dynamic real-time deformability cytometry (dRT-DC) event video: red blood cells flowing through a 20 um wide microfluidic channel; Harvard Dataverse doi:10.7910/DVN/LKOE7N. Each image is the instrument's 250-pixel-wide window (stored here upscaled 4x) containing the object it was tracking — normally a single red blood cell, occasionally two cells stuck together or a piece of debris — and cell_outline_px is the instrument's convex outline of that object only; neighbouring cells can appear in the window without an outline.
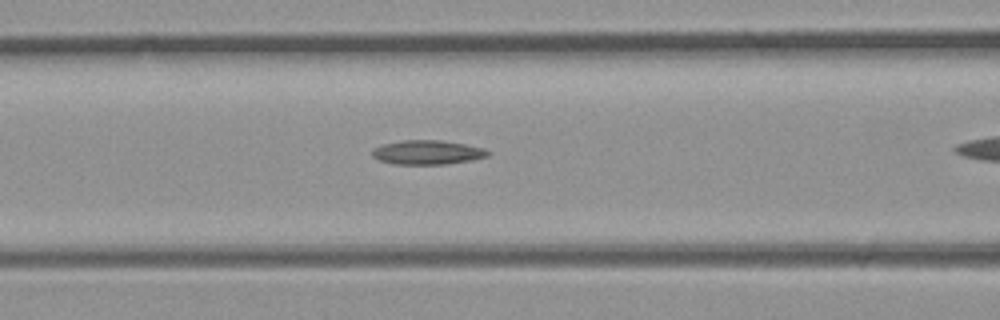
{"species": "common noctule bat (a hibernating species)", "species_latin": "Nyctalus noctula", "temperature_condition": "room temperature", "stored_images_in_passage": 21, "camera_frame_rate_fps": 3000, "um_per_image_px": 0.085, "animal": {"sex": "male", "body_mass_g": 23.1, "forearm_length_mm": 52.7}, "frame": {"image": 1, "passage_image": 12, "time_ms": 3.667, "image_size_px": [1000, 320], "cell_outline_px": [[492, 152], [488, 156], [472, 160], [444, 164], [396, 164], [380, 160], [372, 156], [372, 148], [384, 144], [400, 140], [440, 140], [464, 144], [484, 148]], "centroid_in_image_um": [36.34, 12.94], "position_along_channel_um": 130.3, "area_um2": 16.3}}
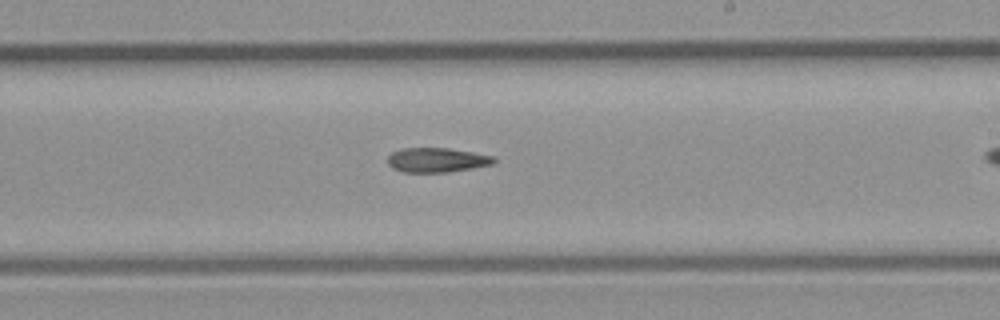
{"frame": {"image": 2, "passage_image": 18, "time_ms": 5.667, "image_size_px": [1000, 320], "cell_outline_px": [[496, 164], [448, 172], [404, 172], [392, 168], [388, 164], [388, 156], [392, 152], [400, 148], [448, 148], [472, 152], [492, 156], [496, 160]], "centroid_in_image_um": [37.13, 13.6], "position_along_channel_um": 251.9, "area_um2": 15.2}}